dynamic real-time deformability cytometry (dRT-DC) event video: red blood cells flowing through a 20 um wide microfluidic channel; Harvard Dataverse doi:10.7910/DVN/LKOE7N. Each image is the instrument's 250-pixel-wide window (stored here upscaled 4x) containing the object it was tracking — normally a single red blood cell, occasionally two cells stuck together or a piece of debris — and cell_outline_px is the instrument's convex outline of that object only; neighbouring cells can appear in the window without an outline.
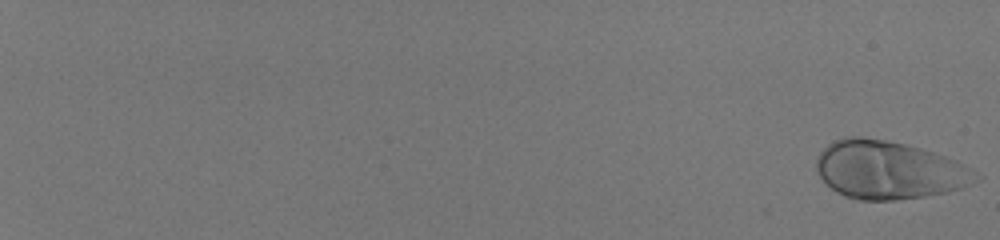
{"species": "human", "species_latin": "Homo sapiens", "temperature_condition": "room temperature", "stored_images_in_passage": 56, "camera_frame_rate_fps": 3000, "um_per_image_px": 0.085, "donor": {"sex": "male"}, "frame": {"image": 1, "passage_image": 1, "time_ms": 0.0, "image_size_px": [1000, 240], "cell_outline_px": [[984, 176], [980, 180], [960, 188], [948, 192], [924, 196], [896, 200], [860, 200], [844, 196], [836, 192], [820, 176], [816, 168], [816, 160], [820, 152], [828, 144], [844, 136], [860, 136], [884, 140], [904, 144], [920, 148], [956, 160]], "centroid_in_image_um": [75.57, 14.45], "position_along_channel_um": 9.4, "area_um2": 53.93}}
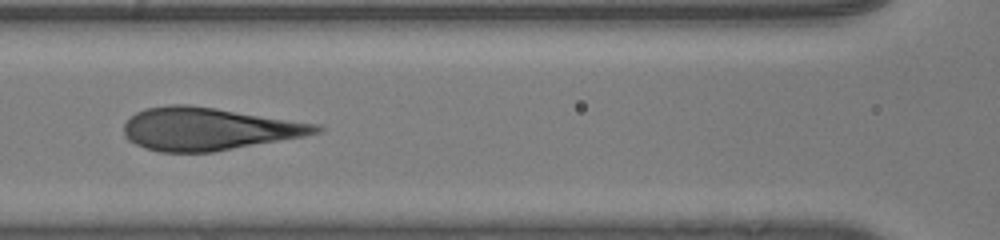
{"frame": {"image": 2, "passage_image": 32, "time_ms": 10.333, "image_size_px": [1000, 240], "cell_outline_px": [[324, 128], [320, 132], [304, 136], [212, 152], [160, 152], [144, 148], [128, 140], [124, 136], [124, 124], [136, 112], [144, 108], [168, 104], [188, 104], [216, 108], [320, 124]], "centroid_in_image_um": [17.7, 10.95], "position_along_channel_um": 148.9, "area_um2": 47.8}}
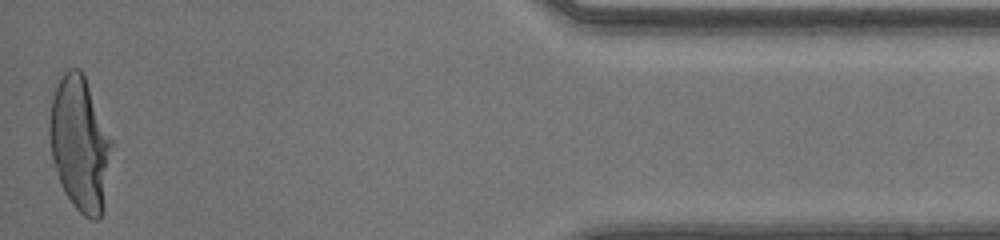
{"frame": {"image": 3, "passage_image": 56, "time_ms": 18.333, "image_size_px": [1000, 240], "cell_outline_px": [[116, 144], [104, 208], [100, 216], [96, 220], [92, 220], [84, 216], [72, 204], [64, 192], [60, 184], [52, 160], [48, 132], [48, 124], [52, 96], [56, 84], [64, 72], [68, 68], [80, 68], [84, 76]], "centroid_in_image_um": [6.83, 12.25], "position_along_channel_um": 428.4, "area_um2": 50.17}}